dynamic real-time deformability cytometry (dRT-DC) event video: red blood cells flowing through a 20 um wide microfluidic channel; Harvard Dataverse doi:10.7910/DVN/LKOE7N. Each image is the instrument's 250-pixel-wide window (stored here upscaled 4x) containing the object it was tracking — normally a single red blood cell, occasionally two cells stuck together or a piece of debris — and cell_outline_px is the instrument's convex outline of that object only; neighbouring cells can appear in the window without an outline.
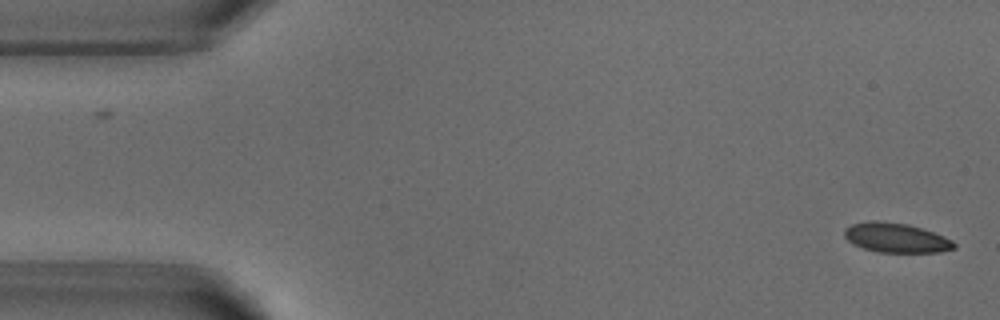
{"species": "common noctule bat (a hibernating species)", "species_latin": "Nyctalus noctula", "temperature_condition": "warm", "stored_images_in_passage": 2, "camera_frame_rate_fps": 3000, "um_per_image_px": 0.085, "animal": {"sex": "male", "body_mass_g": 18.8}, "frame": {"image": 1, "passage_image": 2, "time_ms": 1.333, "image_size_px": [1000, 320], "cell_outline_px": [[956, 248], [940, 252], [876, 252], [864, 248], [848, 240], [844, 236], [844, 228], [852, 224], [868, 220], [880, 220], [908, 224], [944, 236], [952, 240], [956, 244]], "centroid_in_image_um": [76.16, 20.2], "position_along_channel_um": 8.8, "area_um2": 18.9}}